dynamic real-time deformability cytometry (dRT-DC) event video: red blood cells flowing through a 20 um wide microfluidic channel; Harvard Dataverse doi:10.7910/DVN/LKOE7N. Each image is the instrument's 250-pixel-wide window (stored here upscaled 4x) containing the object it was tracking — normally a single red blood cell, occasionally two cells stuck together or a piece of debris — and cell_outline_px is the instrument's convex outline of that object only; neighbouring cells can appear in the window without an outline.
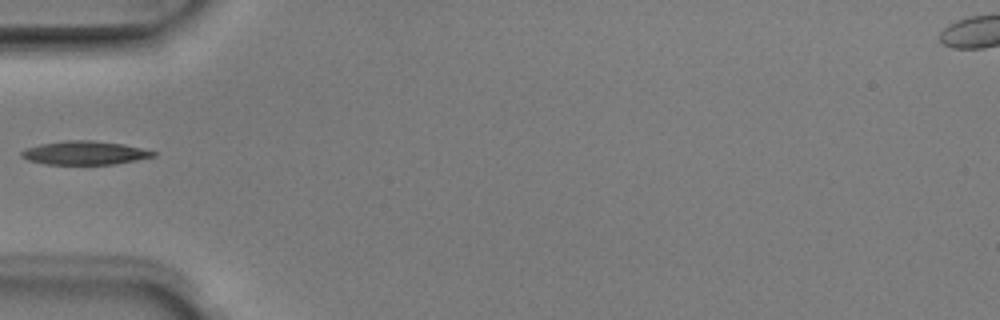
{"species": "Egyptian fruit bat (a non-hibernating species)", "species_latin": "Rousettus aegyptiacus", "temperature_condition": "room temperature", "stored_images_in_passage": 5, "segment_of_instrument_passage": [2, 2], "camera_frame_rate_fps": 3000, "um_per_image_px": 0.085, "animal": {"sex": "male"}, "frame": {"image": 1, "passage_image": 5, "time_ms": 1.333, "image_size_px": [1000, 320], "cell_outline_px": [[156, 156], [116, 164], [44, 164], [28, 160], [20, 156], [20, 152], [28, 148], [40, 144], [64, 140], [92, 140], [124, 144], [156, 152]], "centroid_in_image_um": [7.19, 12.99], "position_along_channel_um": 77.8, "area_um2": 18.09}}